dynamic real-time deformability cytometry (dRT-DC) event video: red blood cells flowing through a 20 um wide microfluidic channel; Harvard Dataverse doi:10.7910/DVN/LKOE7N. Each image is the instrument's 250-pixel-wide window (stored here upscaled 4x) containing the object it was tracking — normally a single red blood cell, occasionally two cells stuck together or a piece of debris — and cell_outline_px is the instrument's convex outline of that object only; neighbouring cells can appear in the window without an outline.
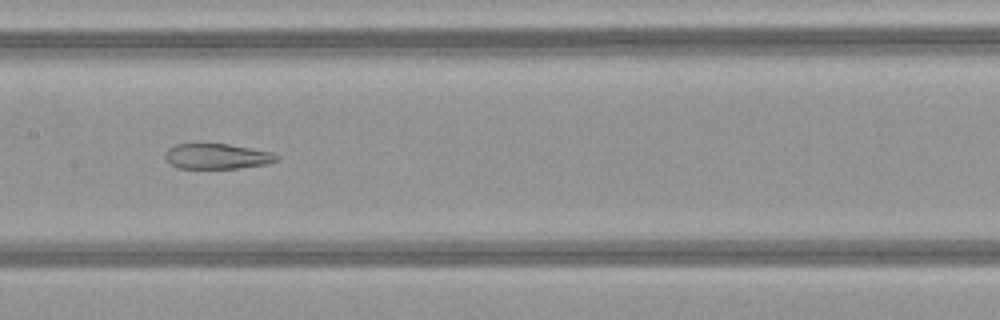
{"species": "common noctule bat (a hibernating species)", "species_latin": "Nyctalus noctula", "temperature_condition": "warm", "stored_images_in_passage": 50, "camera_frame_rate_fps": 3000, "um_per_image_px": 0.085, "animal": {"sex": "female", "body_mass_g": 21.9}, "frame": {"image": 1, "passage_image": 25, "time_ms": 8.0, "image_size_px": [1000, 320], "cell_outline_px": [[280, 160], [268, 164], [240, 168], [176, 168], [164, 156], [164, 152], [168, 148], [176, 144], [228, 144], [272, 152], [280, 156]], "centroid_in_image_um": [18.49, 13.29], "position_along_channel_um": 188.9, "area_um2": 16.53}}
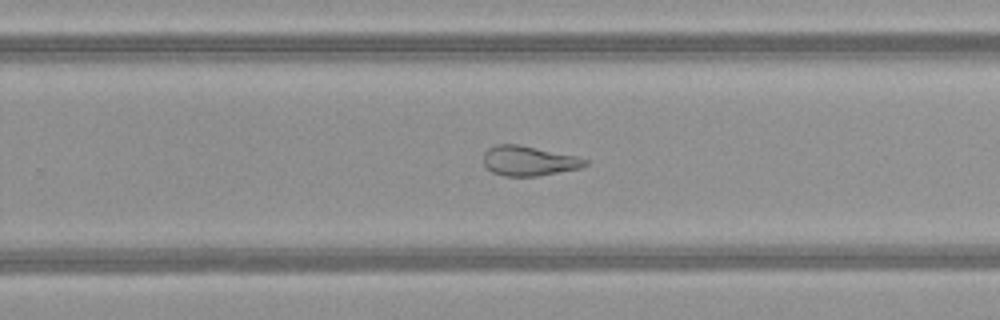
{"frame": {"image": 2, "passage_image": 32, "time_ms": 10.333, "image_size_px": [1000, 320], "cell_outline_px": [[588, 164], [580, 168], [536, 176], [504, 176], [492, 172], [484, 164], [484, 152], [488, 148], [496, 144], [520, 144], [576, 156], [588, 160]], "centroid_in_image_um": [44.93, 13.66], "position_along_channel_um": 284.9, "area_um2": 17.63}}
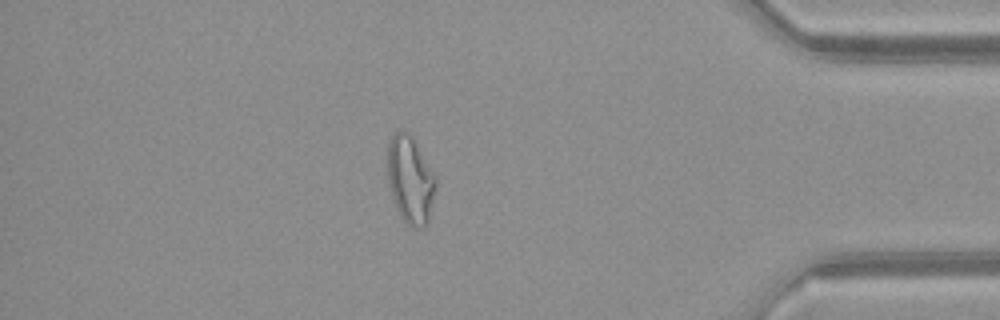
{"frame": {"image": 3, "passage_image": 43, "time_ms": 14.0, "image_size_px": [1000, 320], "cell_outline_px": [[436, 188], [428, 224], [420, 228], [416, 228], [408, 224], [400, 216], [396, 208], [392, 196], [388, 180], [388, 144], [392, 136], [400, 128], [408, 132], [412, 136], [436, 176]], "centroid_in_image_um": [34.89, 15.28], "position_along_channel_um": 400.3, "area_um2": 24.62}, "authors_computed_cell_mechanics": {"area_um2": 24.0737, "velocity_mm_per_s": 4.1305, "shape_relaxation_time_tau1_ms": null, "shape_relaxation_time_tau2_ms": 2.774, "deformation_change_tau1": null, "deformation_change_tau2": 0.1268}}